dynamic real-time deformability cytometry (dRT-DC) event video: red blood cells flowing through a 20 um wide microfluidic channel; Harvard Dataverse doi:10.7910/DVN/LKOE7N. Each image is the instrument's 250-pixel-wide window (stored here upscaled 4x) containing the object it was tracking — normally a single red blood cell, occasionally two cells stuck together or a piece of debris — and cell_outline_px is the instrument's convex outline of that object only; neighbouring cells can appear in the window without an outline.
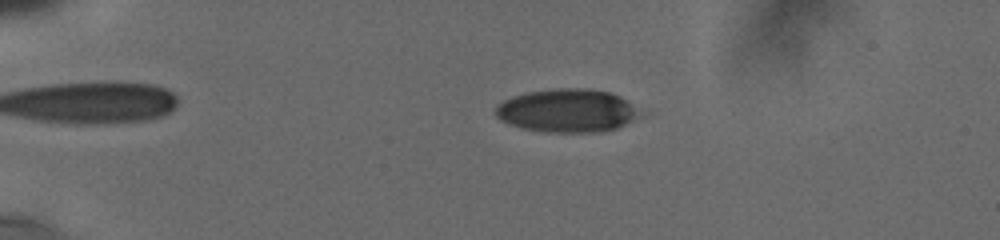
{"species": "human", "species_latin": "Homo sapiens", "temperature_condition": "cold", "stored_images_in_passage": 26, "camera_frame_rate_fps": 3000, "um_per_image_px": 0.085, "donor": {"sex": "male"}, "frame": {"image": 1, "passage_image": 5, "time_ms": 2.333, "image_size_px": [1000, 240], "cell_outline_px": [[640, 116], [616, 128], [600, 132], [544, 132], [520, 128], [508, 124], [500, 120], [492, 112], [496, 104], [504, 100], [528, 92], [556, 88], [588, 88], [608, 92], [620, 96], [640, 112]], "centroid_in_image_um": [48.14, 9.41], "position_along_channel_um": 36.9, "area_um2": 36.41}}
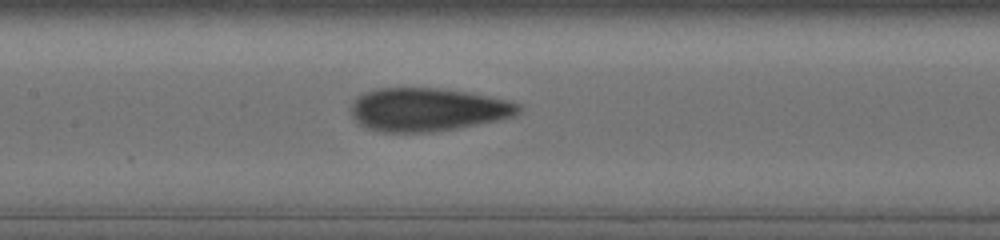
{"frame": {"image": 2, "passage_image": 14, "time_ms": 7.667, "image_size_px": [1000, 240], "cell_outline_px": [[520, 112], [512, 116], [500, 120], [456, 128], [428, 132], [384, 132], [364, 128], [352, 116], [352, 100], [356, 96], [364, 92], [376, 88], [436, 88], [468, 92], [508, 100], [520, 104]], "centroid_in_image_um": [36.31, 9.31], "position_along_channel_um": 171.1, "area_um2": 42.25}}
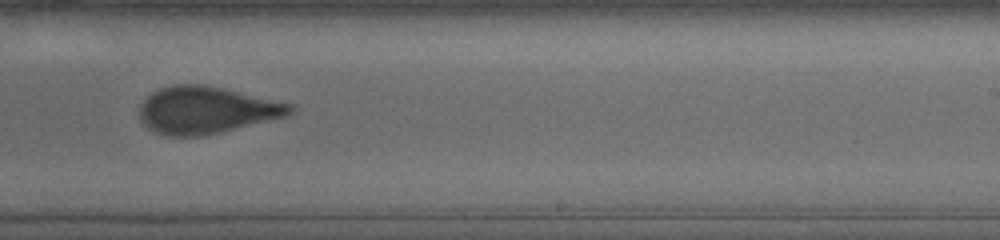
{"frame": {"image": 3, "passage_image": 23, "time_ms": 10.333, "image_size_px": [1000, 240], "cell_outline_px": [[292, 112], [284, 116], [220, 132], [200, 136], [168, 136], [156, 132], [148, 128], [140, 120], [140, 104], [152, 92], [160, 88], [176, 84], [200, 84], [220, 88], [292, 104]], "centroid_in_image_um": [17.46, 9.36], "position_along_channel_um": 271.5, "area_um2": 40.46}}